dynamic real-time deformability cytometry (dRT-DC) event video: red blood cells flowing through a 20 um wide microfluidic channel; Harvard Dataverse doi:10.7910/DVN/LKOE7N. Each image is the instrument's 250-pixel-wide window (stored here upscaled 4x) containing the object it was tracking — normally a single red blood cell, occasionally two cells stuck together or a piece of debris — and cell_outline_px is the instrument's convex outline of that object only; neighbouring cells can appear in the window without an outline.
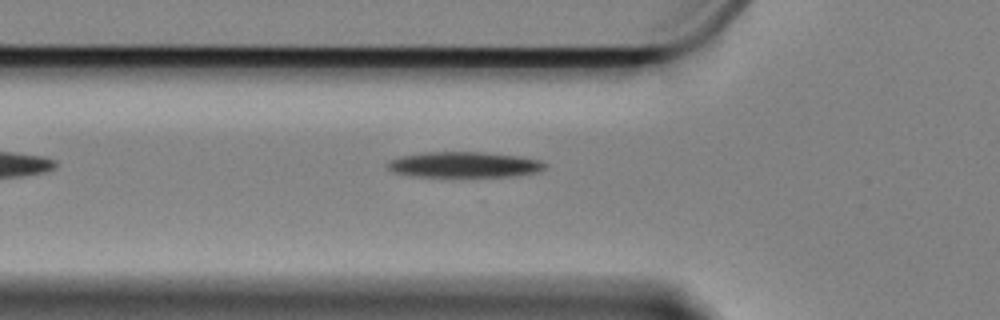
{"species": "Egyptian fruit bat (a non-hibernating species)", "species_latin": "Rousettus aegyptiacus", "temperature_condition": "cold", "stored_images_in_passage": 18, "camera_frame_rate_fps": 3000, "um_per_image_px": 0.085, "animal": {"sex": "female"}, "frame": {"image": 1, "passage_image": 2, "time_ms": 0.333, "image_size_px": [1000, 320], "cell_outline_px": [[544, 168], [536, 172], [508, 176], [408, 176], [392, 172], [384, 164], [388, 160], [400, 156], [424, 152], [484, 152], [520, 156], [540, 160], [544, 164]], "centroid_in_image_um": [39.35, 13.98], "position_along_channel_um": 86.5, "area_um2": 23.47}}
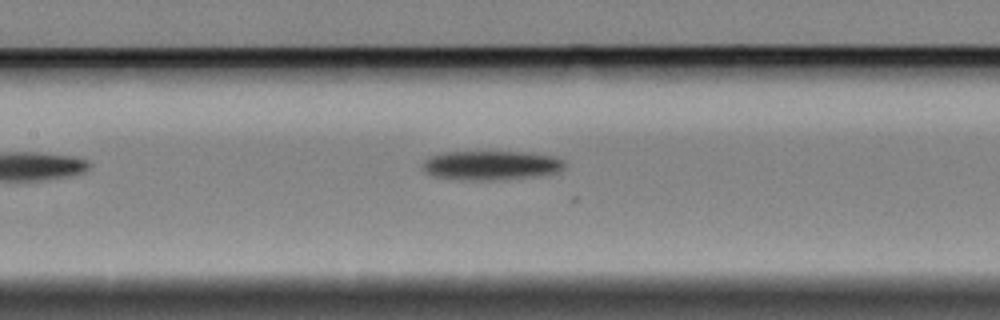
{"frame": {"image": 2, "passage_image": 9, "time_ms": 2.667, "image_size_px": [1000, 320], "cell_outline_px": [[564, 168], [556, 172], [536, 176], [488, 180], [468, 180], [436, 176], [428, 172], [424, 168], [424, 160], [432, 156], [444, 152], [528, 152], [556, 156], [564, 160]], "centroid_in_image_um": [41.81, 14.04], "position_along_channel_um": 165.6, "area_um2": 23.81}}
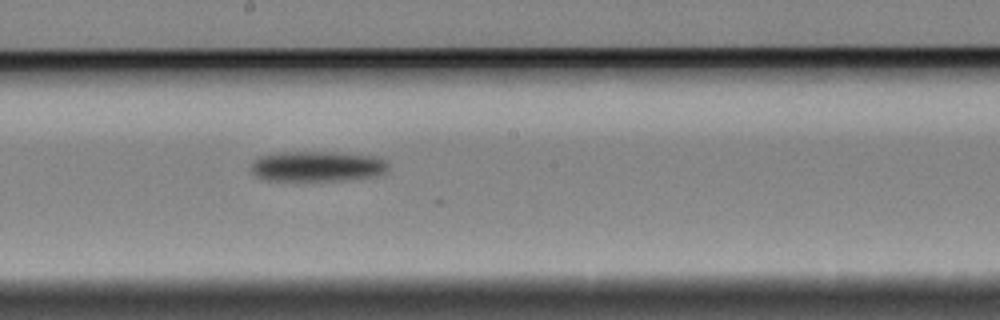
{"frame": {"image": 3, "passage_image": 14, "time_ms": 4.333, "image_size_px": [1000, 320], "cell_outline_px": [[388, 168], [384, 172], [376, 176], [344, 180], [268, 180], [256, 176], [252, 172], [252, 160], [260, 156], [276, 152], [336, 152], [376, 156], [384, 160], [388, 164]], "centroid_in_image_um": [26.96, 14.12], "position_along_channel_um": 221.2, "area_um2": 24.28}}